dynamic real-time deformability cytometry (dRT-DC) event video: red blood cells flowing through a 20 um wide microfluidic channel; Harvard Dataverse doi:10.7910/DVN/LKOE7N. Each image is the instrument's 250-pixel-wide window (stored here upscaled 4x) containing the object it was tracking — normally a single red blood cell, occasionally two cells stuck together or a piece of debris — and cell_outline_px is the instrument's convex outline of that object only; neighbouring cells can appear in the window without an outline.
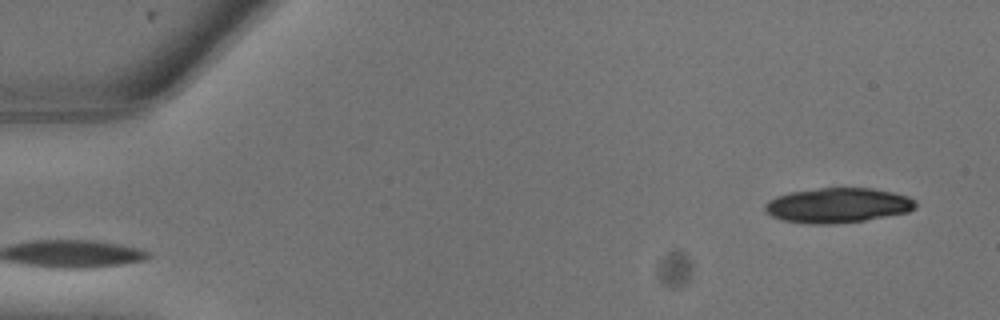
{"species": "common noctule bat (a hibernating species)", "species_latin": "Nyctalus noctula", "temperature_condition": "warm", "stored_images_in_passage": 2, "camera_frame_rate_fps": 3000, "um_per_image_px": 0.085, "animal": {"sex": "male", "body_mass_g": 13.3}, "frame": {"image": 1, "passage_image": 2, "time_ms": 0.333, "image_size_px": [1000, 320], "cell_outline_px": [[916, 208], [908, 212], [864, 220], [836, 224], [808, 224], [780, 220], [764, 212], [764, 204], [768, 200], [776, 196], [792, 192], [820, 188], [872, 188], [892, 192], [908, 196], [916, 200]], "centroid_in_image_um": [71.18, 17.46], "position_along_channel_um": 13.8, "area_um2": 30.81}}